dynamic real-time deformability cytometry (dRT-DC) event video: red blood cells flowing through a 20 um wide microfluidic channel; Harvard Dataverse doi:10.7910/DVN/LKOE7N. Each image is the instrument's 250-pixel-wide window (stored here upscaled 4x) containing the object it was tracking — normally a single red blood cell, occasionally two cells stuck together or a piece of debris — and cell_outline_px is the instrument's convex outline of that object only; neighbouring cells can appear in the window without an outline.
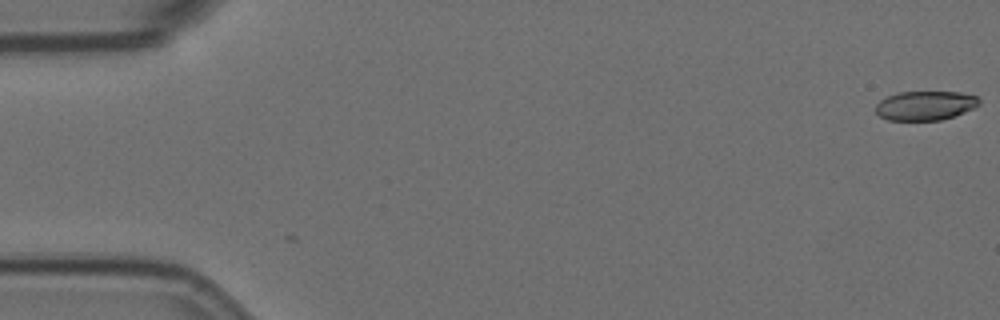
{"species": "Egyptian fruit bat (a non-hibernating species)", "species_latin": "Rousettus aegyptiacus", "temperature_condition": "room temperature", "stored_images_in_passage": 2, "camera_frame_rate_fps": 3000, "um_per_image_px": 0.085, "animal": {"sex": "female"}, "frame": {"image": 1, "passage_image": 1, "time_ms": 0.0, "image_size_px": [1000, 320], "cell_outline_px": [[980, 104], [964, 112], [940, 120], [888, 120], [880, 116], [876, 112], [876, 104], [880, 100], [888, 96], [900, 92], [960, 92], [976, 96], [980, 100]], "centroid_in_image_um": [78.64, 8.97], "position_along_channel_um": 6.4, "area_um2": 17.46}}